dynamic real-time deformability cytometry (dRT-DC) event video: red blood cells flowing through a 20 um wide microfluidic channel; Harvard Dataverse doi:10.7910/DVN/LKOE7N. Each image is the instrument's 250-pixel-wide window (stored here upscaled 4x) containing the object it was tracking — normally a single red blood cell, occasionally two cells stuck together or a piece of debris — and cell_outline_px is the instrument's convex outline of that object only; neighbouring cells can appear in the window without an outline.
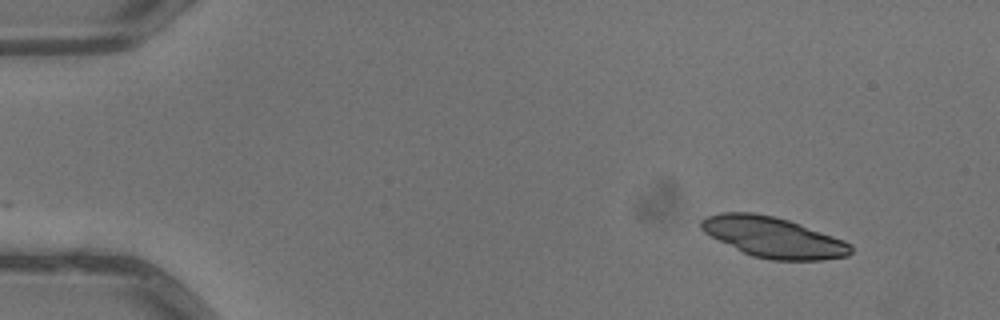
{"species": "common noctule bat (a hibernating species)", "species_latin": "Nyctalus noctula", "temperature_condition": "warm", "stored_images_in_passage": 2, "camera_frame_rate_fps": 3000, "um_per_image_px": 0.085, "animal": {"sex": "male", "body_mass_g": 13.3}, "frame": {"image": 1, "passage_image": 2, "time_ms": 0.333, "image_size_px": [1000, 320], "cell_outline_px": [[852, 252], [848, 256], [820, 260], [768, 260], [752, 256], [704, 232], [700, 228], [700, 220], [708, 216], [720, 212], [752, 212], [772, 216], [788, 220], [800, 224], [844, 240], [852, 244]], "centroid_in_image_um": [65.75, 20.17], "position_along_channel_um": 19.2, "area_um2": 35.03}}